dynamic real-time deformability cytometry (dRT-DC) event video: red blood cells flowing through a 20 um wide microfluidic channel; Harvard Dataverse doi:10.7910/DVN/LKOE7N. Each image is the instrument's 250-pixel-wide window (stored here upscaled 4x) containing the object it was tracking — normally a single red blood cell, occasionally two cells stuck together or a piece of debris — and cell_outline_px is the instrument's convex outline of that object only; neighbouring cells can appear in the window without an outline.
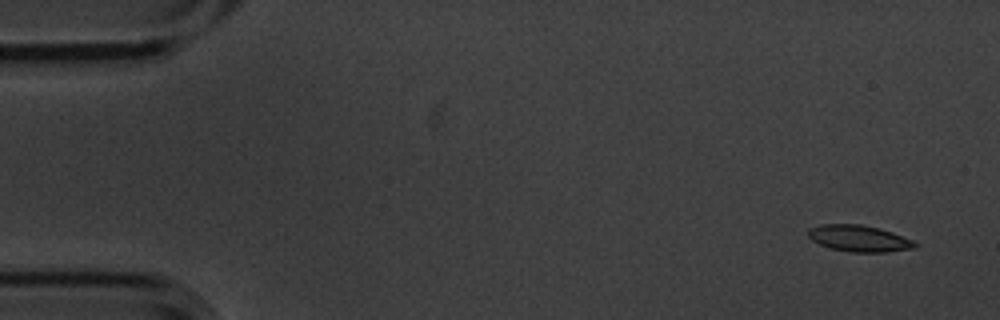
{"species": "common noctule bat (a hibernating species)", "species_latin": "Nyctalus noctula", "temperature_condition": "cold", "stored_images_in_passage": 6, "camera_frame_rate_fps": 3000, "um_per_image_px": 0.085, "animal": {"sex": "male", "body_mass_g": 20.1, "forearm_length_mm": 53.5}, "frame": {"image": 1, "passage_image": 1, "time_ms": 0.0, "image_size_px": [1000, 320], "cell_outline_px": [[920, 244], [916, 248], [888, 252], [848, 252], [828, 248], [812, 240], [808, 236], [808, 228], [820, 224], [860, 224], [880, 228], [892, 232], [912, 240]], "centroid_in_image_um": [73.02, 20.27], "position_along_channel_um": 12.0, "area_um2": 16.7}}
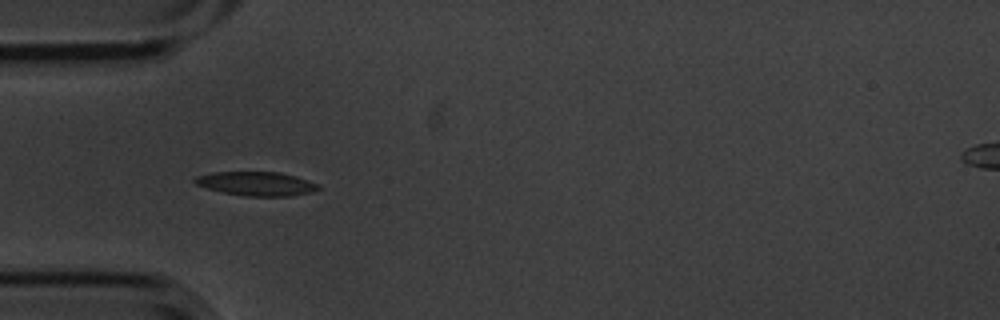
{"frame": {"image": 2, "passage_image": 5, "time_ms": 1.333, "image_size_px": [1000, 320], "cell_outline_px": [[320, 188], [312, 192], [288, 196], [244, 196], [224, 192], [208, 188], [196, 184], [192, 180], [196, 176], [212, 172], [280, 172], [296, 176], [320, 184]], "centroid_in_image_um": [21.81, 15.61], "position_along_channel_um": 63.2, "area_um2": 17.22}}
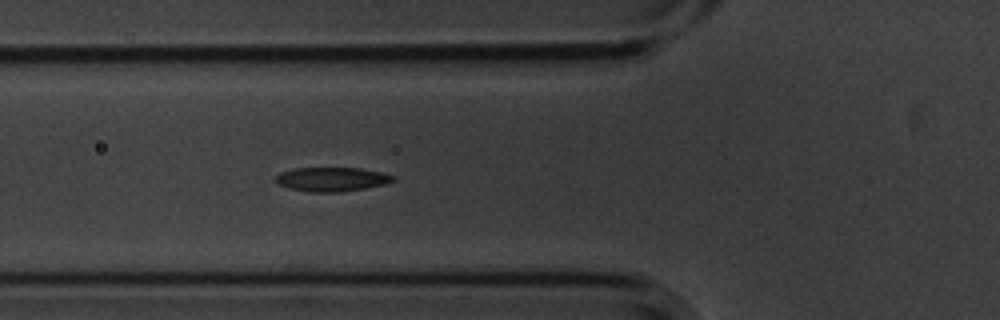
{"frame": {"image": 3, "passage_image": 6, "time_ms": 1.667, "image_size_px": [1000, 320], "cell_outline_px": [[396, 180], [384, 184], [364, 188], [336, 192], [312, 192], [288, 188], [276, 184], [276, 176], [280, 172], [296, 168], [360, 168], [380, 172], [396, 176]], "centroid_in_image_um": [28.19, 15.23], "position_along_channel_um": 97.6, "area_um2": 16.42}}